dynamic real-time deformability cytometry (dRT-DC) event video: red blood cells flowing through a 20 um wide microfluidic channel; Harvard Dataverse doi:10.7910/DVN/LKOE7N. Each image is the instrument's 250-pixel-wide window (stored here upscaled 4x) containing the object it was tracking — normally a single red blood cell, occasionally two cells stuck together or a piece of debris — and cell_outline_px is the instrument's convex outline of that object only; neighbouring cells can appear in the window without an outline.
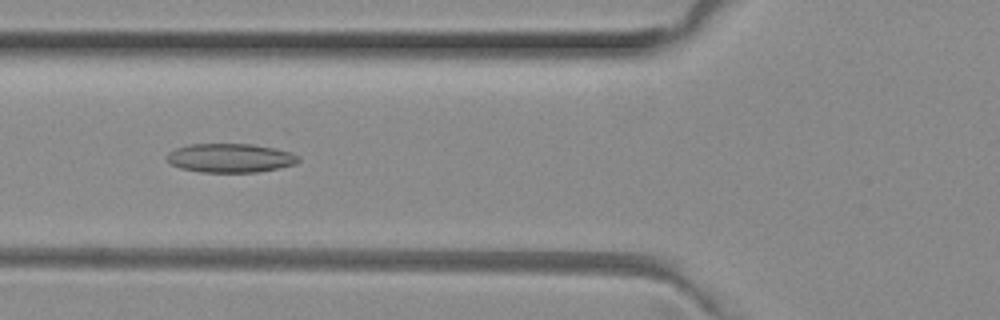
{"species": "common noctule bat (a hibernating species)", "species_latin": "Nyctalus noctula", "temperature_condition": "room temperature", "stored_images_in_passage": 36, "camera_frame_rate_fps": 3000, "um_per_image_px": 0.085, "animal": {"sex": "female", "body_mass_g": 29.2, "forearm_length_mm": 56.3}, "frame": {"image": 1, "passage_image": 4, "time_ms": 1.0, "image_size_px": [1000, 320], "cell_outline_px": [[300, 160], [296, 164], [256, 172], [200, 172], [180, 168], [172, 164], [168, 160], [168, 152], [176, 148], [188, 144], [252, 144], [292, 152], [300, 156]], "centroid_in_image_um": [19.59, 13.42], "position_along_channel_um": 106.2, "area_um2": 22.08}}
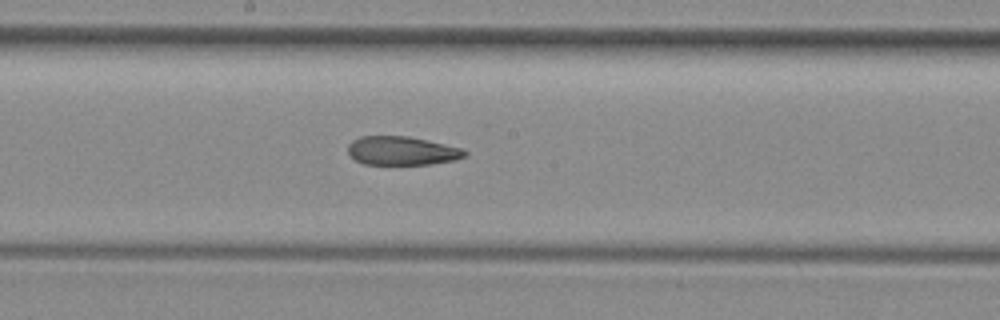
{"frame": {"image": 2, "passage_image": 12, "time_ms": 3.667, "image_size_px": [1000, 320], "cell_outline_px": [[468, 156], [456, 160], [432, 164], [364, 164], [356, 160], [348, 152], [348, 144], [352, 140], [360, 136], [408, 136], [444, 144], [460, 148], [468, 152]], "centroid_in_image_um": [34.18, 12.82], "position_along_channel_um": 214.0, "area_um2": 19.54}}
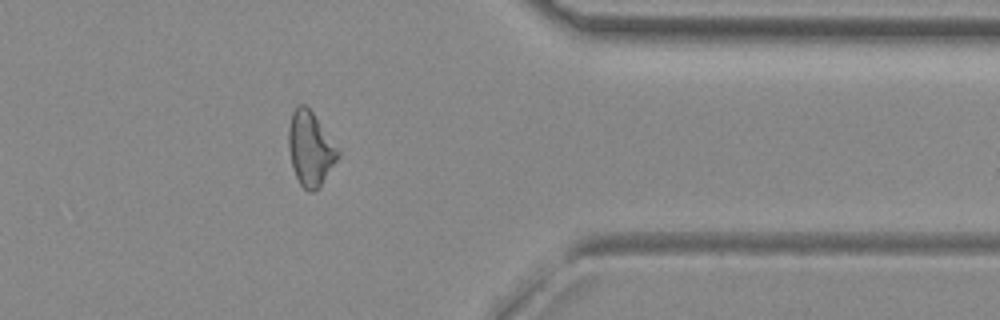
{"frame": {"image": 3, "passage_image": 26, "time_ms": 8.333, "image_size_px": [1000, 320], "cell_outline_px": [[340, 156], [320, 188], [316, 192], [308, 192], [300, 184], [292, 168], [288, 148], [288, 128], [292, 112], [296, 104], [304, 104], [312, 112], [340, 152]], "centroid_in_image_um": [26.36, 12.68], "position_along_channel_um": 385.0, "area_um2": 21.5}, "authors_computed_cell_mechanics": {"area_um2": 20.8947, "velocity_mm_per_s": 4.0363, "shape_relaxation_time_tau1_ms": null, "shape_relaxation_time_tau2_ms": 3.2202, "deformation_change_tau1": null, "deformation_change_tau2": 0.1189}}